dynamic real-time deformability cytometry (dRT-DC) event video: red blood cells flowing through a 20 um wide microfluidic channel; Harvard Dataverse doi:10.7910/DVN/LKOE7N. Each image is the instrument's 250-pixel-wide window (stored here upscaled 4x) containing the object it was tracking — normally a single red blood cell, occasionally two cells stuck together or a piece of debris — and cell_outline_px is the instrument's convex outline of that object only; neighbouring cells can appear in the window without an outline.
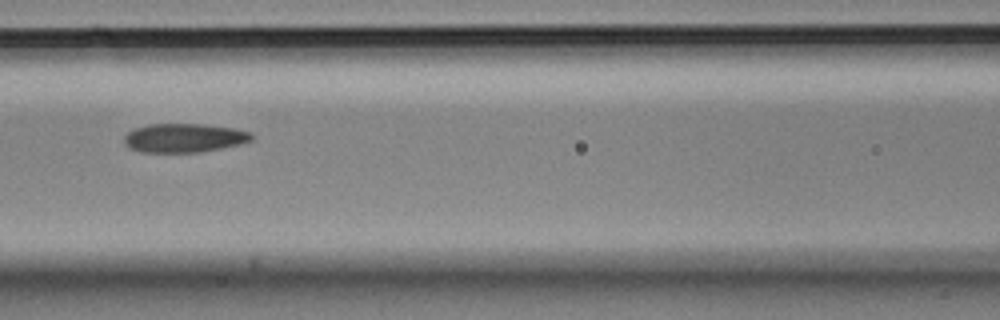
{"species": "Egyptian fruit bat (a non-hibernating species)", "species_latin": "Rousettus aegyptiacus", "temperature_condition": "cold", "stored_images_in_passage": 12, "camera_frame_rate_fps": 3000, "um_per_image_px": 0.085, "animal": {"sex": "male"}, "frame": {"image": 1, "passage_image": 3, "time_ms": 0.667, "image_size_px": [1000, 320], "cell_outline_px": [[252, 140], [240, 144], [200, 152], [140, 152], [128, 148], [124, 144], [124, 136], [128, 132], [136, 128], [148, 124], [204, 124], [232, 128], [252, 132]], "centroid_in_image_um": [15.62, 11.72], "position_along_channel_um": 151.0, "area_um2": 21.44}}
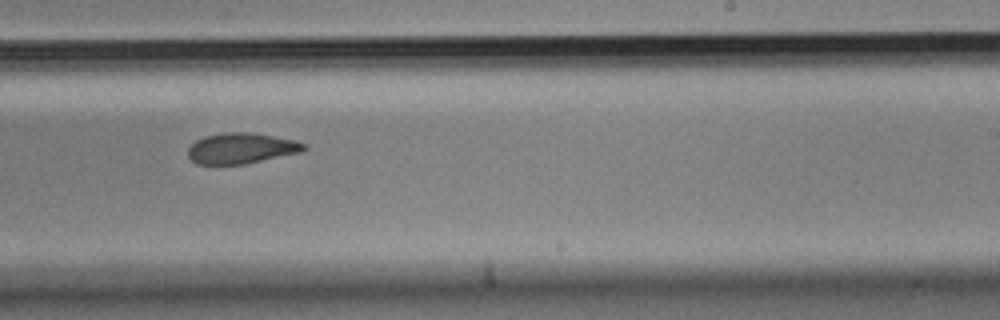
{"frame": {"image": 2, "passage_image": 6, "time_ms": 1.667, "image_size_px": [1000, 320], "cell_outline_px": [[308, 148], [304, 152], [244, 164], [196, 164], [188, 156], [188, 148], [196, 140], [204, 136], [224, 132], [248, 132], [296, 140], [308, 144]], "centroid_in_image_um": [20.56, 12.6], "position_along_channel_um": 268.4, "area_um2": 20.92}}
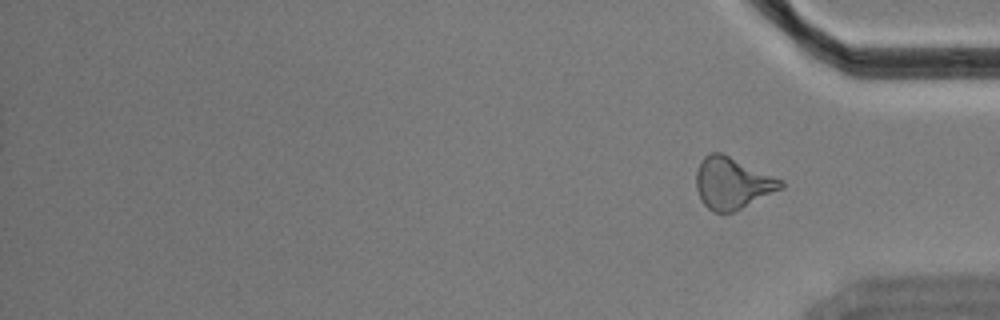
{"frame": {"image": 3, "passage_image": 12, "time_ms": 3.667, "image_size_px": [1000, 320], "cell_outline_px": [[784, 188], [732, 212], [712, 212], [700, 200], [696, 188], [696, 172], [704, 156], [708, 152], [720, 152], [784, 180]], "centroid_in_image_um": [62.24, 15.56], "position_along_channel_um": 373.0, "area_um2": 25.37}}